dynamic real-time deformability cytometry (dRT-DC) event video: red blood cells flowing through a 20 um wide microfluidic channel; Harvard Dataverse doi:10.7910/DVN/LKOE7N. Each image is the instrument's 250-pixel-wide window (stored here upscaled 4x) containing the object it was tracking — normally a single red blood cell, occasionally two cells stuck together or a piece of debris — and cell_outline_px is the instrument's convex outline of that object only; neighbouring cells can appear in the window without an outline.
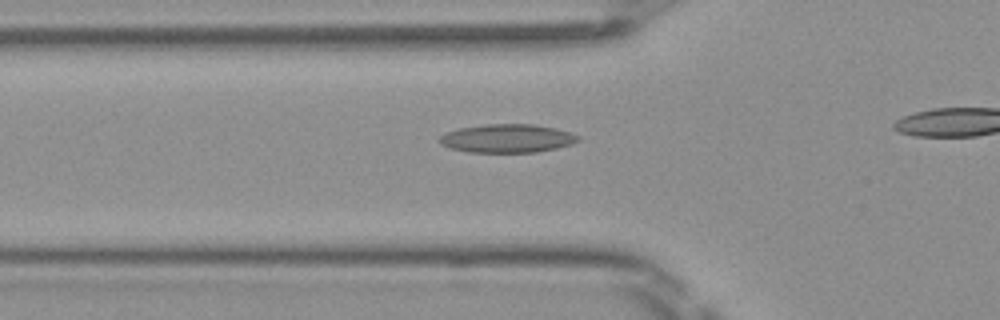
{"species": "Egyptian fruit bat (a non-hibernating species)", "species_latin": "Rousettus aegyptiacus", "temperature_condition": "room temperature", "stored_images_in_passage": 22, "camera_frame_rate_fps": 3000, "um_per_image_px": 0.085, "frame": {"image": 1, "passage_image": 11, "time_ms": 3.333, "image_size_px": [1000, 320], "cell_outline_px": [[580, 140], [572, 144], [556, 148], [536, 152], [468, 152], [452, 148], [440, 144], [436, 140], [444, 132], [460, 128], [484, 124], [532, 124], [556, 128], [572, 132], [580, 136]], "centroid_in_image_um": [43.11, 11.76], "position_along_channel_um": 82.7, "area_um2": 23.18}}
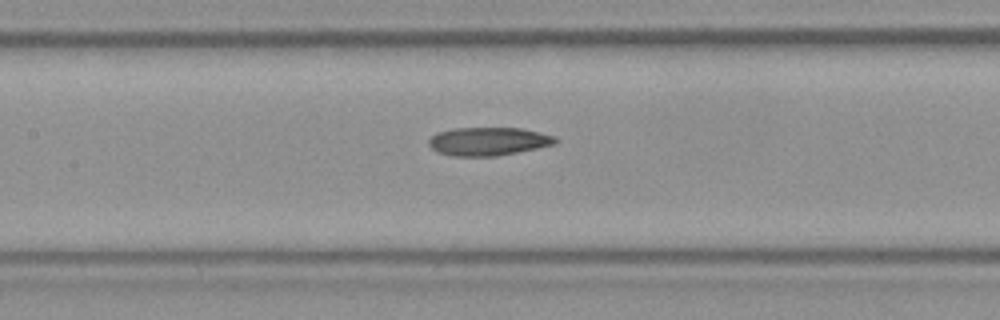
{"frame": {"image": 2, "passage_image": 17, "time_ms": 5.333, "image_size_px": [1000, 320], "cell_outline_px": [[560, 140], [556, 144], [496, 156], [452, 156], [436, 152], [428, 144], [428, 140], [436, 132], [452, 128], [520, 128], [552, 136]], "centroid_in_image_um": [41.45, 12.02], "position_along_channel_um": 166.0, "area_um2": 20.81}}
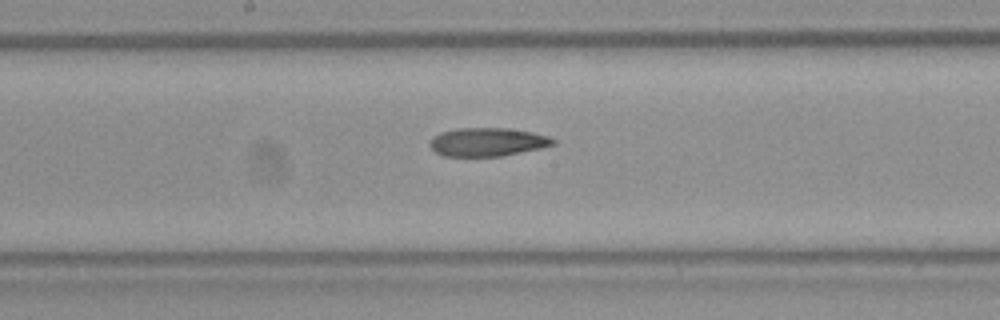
{"frame": {"image": 3, "passage_image": 20, "time_ms": 6.333, "image_size_px": [1000, 320], "cell_outline_px": [[556, 144], [540, 148], [500, 156], [444, 156], [436, 152], [428, 144], [432, 136], [440, 132], [456, 128], [508, 128], [532, 132], [548, 136], [556, 140]], "centroid_in_image_um": [41.41, 12.06], "position_along_channel_um": 206.8, "area_um2": 20.46}}